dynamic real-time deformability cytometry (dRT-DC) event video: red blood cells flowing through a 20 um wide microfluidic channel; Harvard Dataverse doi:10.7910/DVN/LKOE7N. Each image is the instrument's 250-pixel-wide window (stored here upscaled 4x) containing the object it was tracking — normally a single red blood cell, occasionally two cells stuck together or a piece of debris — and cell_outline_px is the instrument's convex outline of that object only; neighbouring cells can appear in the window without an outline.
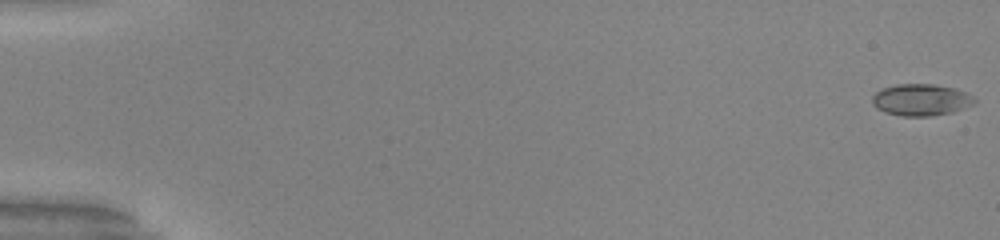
{"species": "common noctule bat (a hibernating species)", "species_latin": "Nyctalus noctula", "temperature_condition": "warm", "stored_images_in_passage": 53, "camera_frame_rate_fps": 3000, "um_per_image_px": 0.085, "animal": {"sex": "male", "body_mass_g": 20.0, "forearm_length_mm": 53.3}, "frame": {"image": 1, "passage_image": 1, "time_ms": 0.0, "image_size_px": [1000, 240], "cell_outline_px": [[976, 104], [952, 112], [932, 116], [900, 116], [884, 112], [876, 108], [872, 104], [872, 96], [876, 92], [884, 88], [896, 84], [932, 84], [956, 88], [972, 96], [976, 100]], "centroid_in_image_um": [78.28, 8.49], "position_along_channel_um": 6.7, "area_um2": 19.02}}
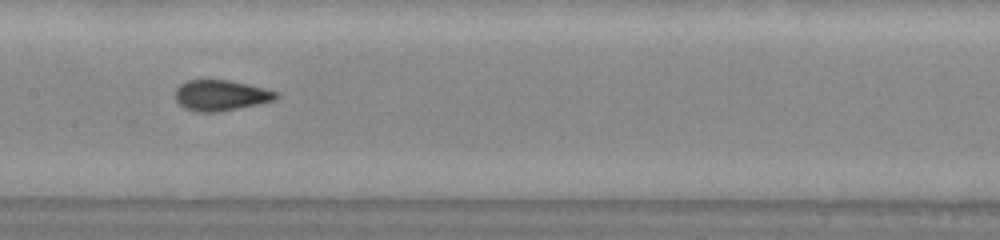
{"frame": {"image": 2, "passage_image": 28, "time_ms": 9.0, "image_size_px": [1000, 240], "cell_outline_px": [[280, 96], [276, 100], [216, 112], [200, 112], [184, 108], [176, 100], [176, 88], [180, 84], [188, 80], [228, 80], [248, 84], [280, 92]], "centroid_in_image_um": [18.8, 8.09], "position_along_channel_um": 188.6, "area_um2": 17.92}}
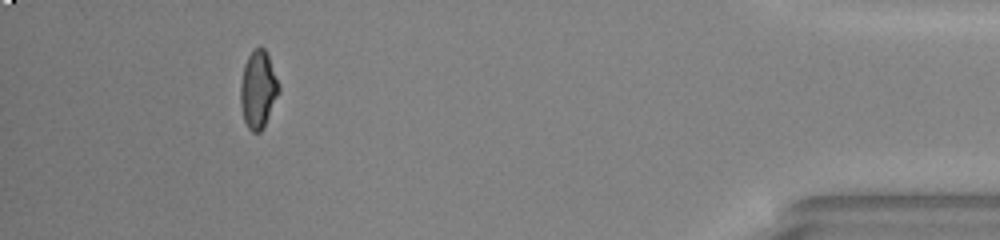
{"frame": {"image": 3, "passage_image": 49, "time_ms": 16.0, "image_size_px": [1000, 240], "cell_outline_px": [[280, 92], [264, 128], [260, 132], [252, 132], [248, 128], [244, 120], [240, 104], [240, 84], [244, 64], [252, 48], [260, 44], [264, 48], [268, 56], [280, 88]], "centroid_in_image_um": [21.93, 7.6], "position_along_channel_um": 413.3, "area_um2": 17.57}, "authors_computed_cell_mechanics": {"area_um2": 18.1492, "velocity_mm_per_s": 4.0076, "shape_relaxation_time_tau1_ms": 6.7681, "shape_relaxation_time_tau2_ms": 0.607, "deformation_change_tau1": 0.1836, "deformation_change_tau2": 0.0492}}